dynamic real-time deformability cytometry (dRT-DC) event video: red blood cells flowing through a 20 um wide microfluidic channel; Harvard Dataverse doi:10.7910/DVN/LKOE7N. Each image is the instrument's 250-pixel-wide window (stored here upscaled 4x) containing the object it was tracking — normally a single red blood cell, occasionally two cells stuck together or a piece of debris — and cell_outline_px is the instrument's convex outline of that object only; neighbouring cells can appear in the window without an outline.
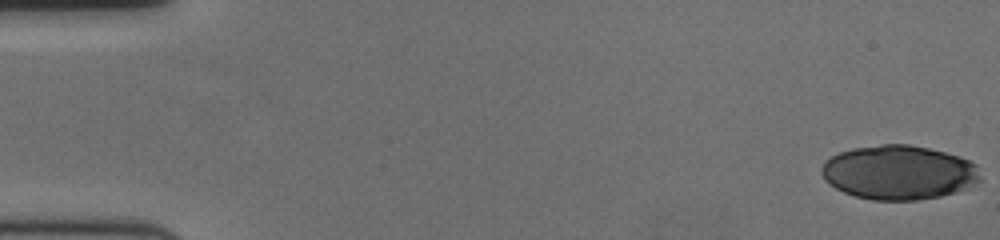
{"species": "human", "species_latin": "Homo sapiens", "temperature_condition": "cold", "stored_images_in_passage": 58, "camera_frame_rate_fps": 3000, "um_per_image_px": 0.085, "donor": {"sex": "female"}, "frame": {"image": 1, "passage_image": 1, "time_ms": 0.0, "image_size_px": [1000, 240], "cell_outline_px": [[980, 180], [956, 192], [940, 196], [916, 200], [872, 200], [856, 196], [844, 192], [836, 188], [824, 180], [820, 172], [820, 168], [824, 160], [840, 152], [852, 148], [880, 144], [908, 144], [928, 148], [960, 156], [976, 164], [980, 176]], "centroid_in_image_um": [76.36, 14.65], "position_along_channel_um": 8.6, "area_um2": 50.23}}
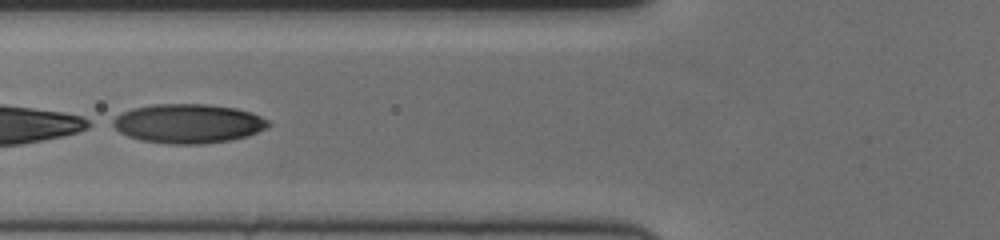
{"frame": {"image": 2, "passage_image": 24, "time_ms": 7.667, "image_size_px": [1000, 240], "cell_outline_px": [[272, 124], [248, 136], [232, 140], [204, 144], [168, 144], [140, 140], [128, 136], [120, 132], [108, 124], [116, 116], [132, 108], [152, 104], [208, 104], [236, 108], [252, 112], [268, 120]], "centroid_in_image_um": [15.97, 10.5], "position_along_channel_um": 109.8, "area_um2": 35.84}}
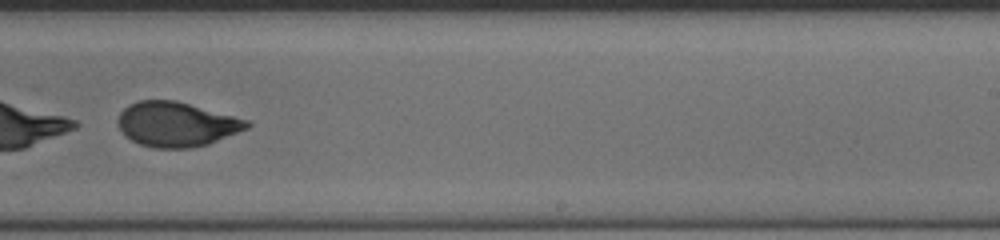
{"frame": {"image": 3, "passage_image": 38, "time_ms": 12.333, "image_size_px": [1000, 240], "cell_outline_px": [[252, 124], [248, 128], [208, 144], [192, 148], [152, 148], [140, 144], [124, 136], [120, 128], [120, 112], [128, 104], [136, 100], [176, 100], [248, 120]], "centroid_in_image_um": [15.0, 10.56], "position_along_channel_um": 274.0, "area_um2": 33.47}}